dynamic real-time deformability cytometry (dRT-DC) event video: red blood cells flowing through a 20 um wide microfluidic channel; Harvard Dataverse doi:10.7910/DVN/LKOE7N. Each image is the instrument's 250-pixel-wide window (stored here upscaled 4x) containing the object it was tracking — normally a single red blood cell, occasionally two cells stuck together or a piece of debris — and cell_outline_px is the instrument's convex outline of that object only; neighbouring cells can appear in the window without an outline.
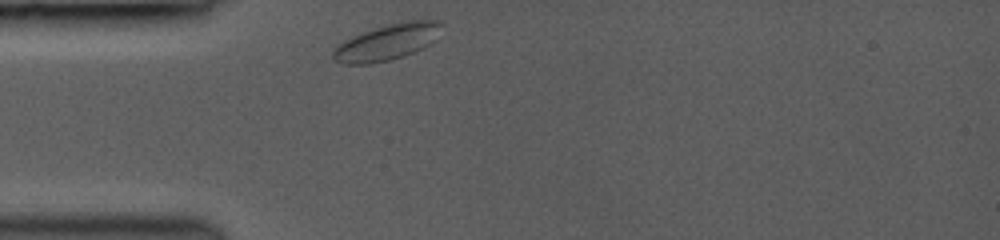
{"species": "common noctule bat (a hibernating species)", "species_latin": "Nyctalus noctula", "temperature_condition": "room temperature", "stored_images_in_passage": 5, "camera_frame_rate_fps": 3000, "um_per_image_px": 0.085, "animal": {"sex": "female", "body_mass_g": 19.0, "forearm_length_mm": 53.3}, "frame": {"image": 1, "passage_image": 1, "time_ms": 0.0, "image_size_px": [1000, 240], "cell_outline_px": [[444, 24], [436, 40], [432, 44], [424, 48], [404, 56], [388, 60], [368, 64], [340, 64], [332, 60], [332, 48], [344, 40], [352, 36], [384, 24], [408, 20], [440, 20]], "centroid_in_image_um": [32.92, 3.57], "position_along_channel_um": 52.1, "area_um2": 23.41}}
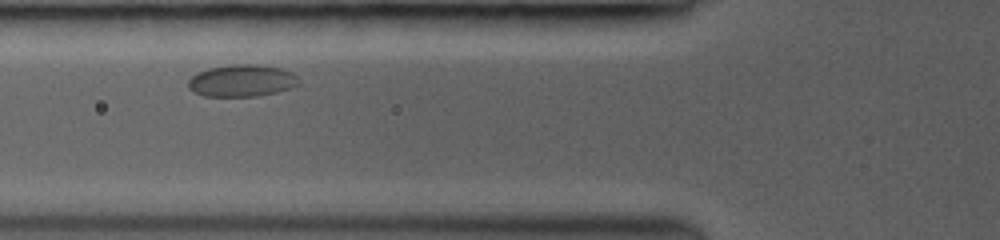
{"frame": {"image": 2, "passage_image": 3, "time_ms": 1.667, "image_size_px": [1000, 240], "cell_outline_px": [[300, 84], [292, 88], [276, 92], [256, 96], [204, 96], [192, 92], [188, 88], [188, 80], [196, 72], [208, 68], [232, 64], [256, 64], [280, 68], [292, 72], [300, 80]], "centroid_in_image_um": [20.54, 6.85], "position_along_channel_um": 105.3, "area_um2": 20.87}}
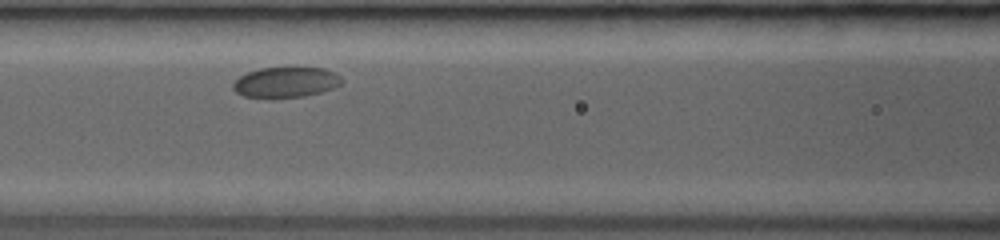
{"frame": {"image": 3, "passage_image": 4, "time_ms": 2.667, "image_size_px": [1000, 240], "cell_outline_px": [[344, 80], [340, 84], [332, 88], [320, 92], [304, 96], [272, 100], [244, 96], [236, 92], [232, 88], [232, 84], [240, 76], [248, 72], [260, 68], [296, 64], [324, 68], [336, 72]], "centroid_in_image_um": [24.3, 6.96], "position_along_channel_um": 142.3, "area_um2": 20.58}}